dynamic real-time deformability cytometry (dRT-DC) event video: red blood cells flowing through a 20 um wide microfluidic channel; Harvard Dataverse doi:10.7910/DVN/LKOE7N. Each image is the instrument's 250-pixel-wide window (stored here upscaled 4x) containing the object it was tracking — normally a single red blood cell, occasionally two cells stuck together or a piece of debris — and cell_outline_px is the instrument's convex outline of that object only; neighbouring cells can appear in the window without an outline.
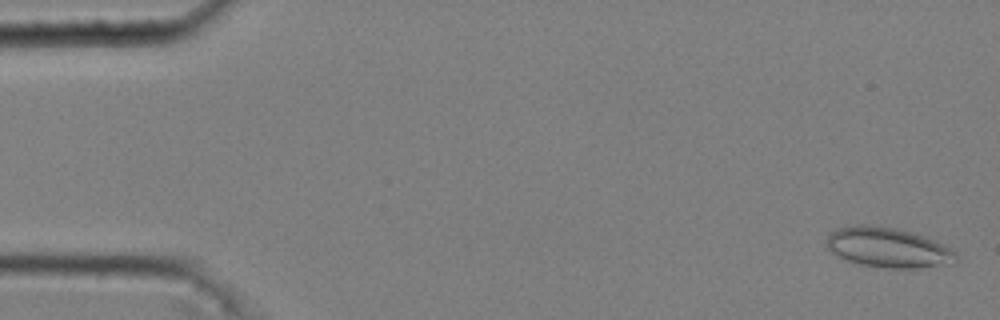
{"species": "common noctule bat (a hibernating species)", "species_latin": "Nyctalus noctula", "temperature_condition": "cold", "stored_images_in_passage": 52, "camera_frame_rate_fps": 3000, "um_per_image_px": 0.085, "animal": {"sex": "male", "body_mass_g": 20.4}, "frame": {"image": 1, "passage_image": 2, "time_ms": 0.333, "image_size_px": [1000, 320], "cell_outline_px": [[960, 260], [956, 264], [916, 268], [884, 268], [860, 264], [848, 260], [832, 252], [824, 244], [828, 236], [836, 228], [860, 224], [864, 224], [896, 228], [932, 240], [948, 248]], "centroid_in_image_um": [75.46, 21.06], "position_along_channel_um": 9.5, "area_um2": 29.82}}
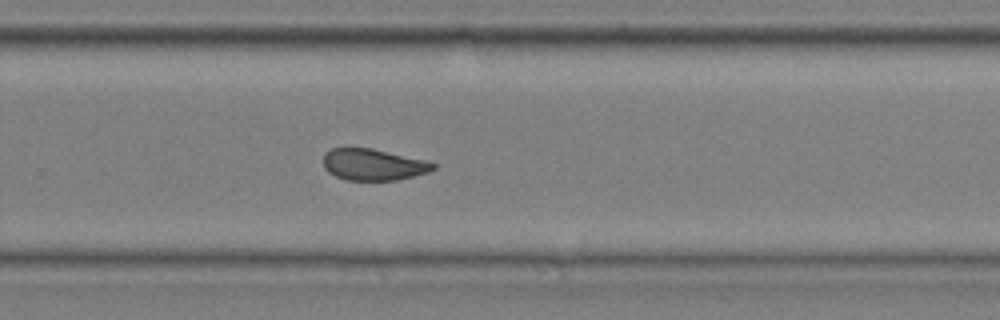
{"frame": {"image": 2, "passage_image": 36, "time_ms": 11.667, "image_size_px": [1000, 320], "cell_outline_px": [[436, 168], [428, 172], [396, 180], [344, 180], [328, 172], [324, 168], [324, 152], [332, 148], [348, 144], [372, 148], [424, 160], [436, 164]], "centroid_in_image_um": [31.64, 13.95], "position_along_channel_um": 298.2, "area_um2": 20.63}}
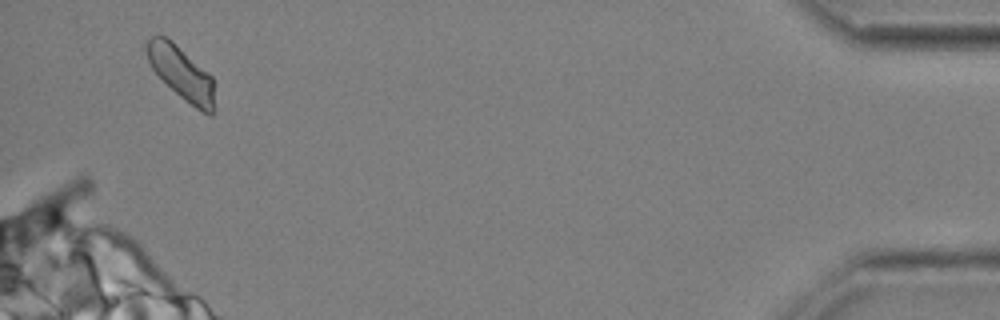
{"frame": {"image": 3, "passage_image": 51, "time_ms": 16.667, "image_size_px": [1000, 320], "cell_outline_px": [[212, 116], [208, 116], [184, 100], [152, 68], [148, 60], [144, 48], [144, 44], [152, 36], [164, 36], [172, 40], [208, 72], [212, 76]], "centroid_in_image_um": [15.38, 6.16], "position_along_channel_um": 419.8, "area_um2": 20.58}, "authors_computed_cell_mechanics": {"area_um2": 21.4149, "velocity_mm_per_s": 3.6742, "shape_relaxation_time_tau1_ms": null, "shape_relaxation_time_tau2_ms": 1.998, "deformation_change_tau1": null, "deformation_change_tau2": 0.0757}}